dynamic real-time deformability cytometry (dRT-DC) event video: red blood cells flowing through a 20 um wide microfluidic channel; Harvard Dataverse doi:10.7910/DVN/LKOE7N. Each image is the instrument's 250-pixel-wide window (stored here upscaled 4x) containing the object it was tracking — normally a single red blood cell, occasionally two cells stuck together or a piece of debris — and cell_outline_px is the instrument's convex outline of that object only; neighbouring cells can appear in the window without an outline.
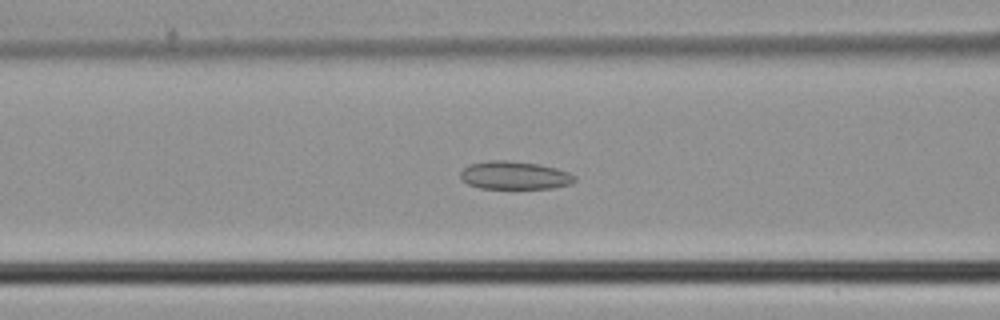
{"species": "common noctule bat (a hibernating species)", "species_latin": "Nyctalus noctula", "temperature_condition": "cold", "stored_images_in_passage": 36, "camera_frame_rate_fps": 3000, "um_per_image_px": 0.085, "animal": {"sex": "male", "body_mass_g": 21.5, "forearm_length_mm": 52.0}, "frame": {"image": 1, "passage_image": 7, "time_ms": 2.0, "image_size_px": [1000, 320], "cell_outline_px": [[576, 180], [572, 184], [552, 188], [480, 188], [468, 184], [460, 180], [460, 172], [468, 164], [488, 160], [508, 160], [540, 164], [556, 168], [568, 172], [576, 176]], "centroid_in_image_um": [43.73, 14.9], "position_along_channel_um": 122.9, "area_um2": 18.9}}
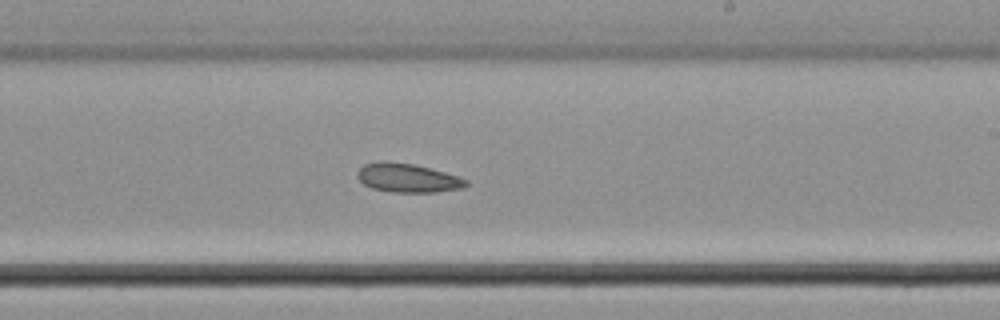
{"frame": {"image": 2, "passage_image": 16, "time_ms": 5.0, "image_size_px": [1000, 320], "cell_outline_px": [[468, 184], [464, 188], [436, 192], [392, 192], [372, 188], [364, 184], [356, 176], [356, 172], [364, 164], [412, 164], [444, 172], [468, 180]], "centroid_in_image_um": [34.69, 15.18], "position_along_channel_um": 254.3, "area_um2": 17.51}}
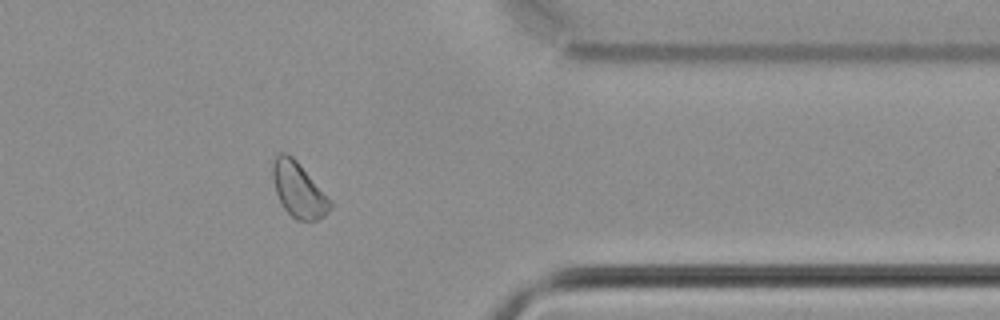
{"frame": {"image": 3, "passage_image": 26, "time_ms": 8.333, "image_size_px": [1000, 320], "cell_outline_px": [[332, 204], [328, 212], [324, 216], [316, 220], [296, 220], [284, 208], [276, 192], [272, 176], [272, 168], [276, 156], [280, 152], [284, 152], [292, 156], [296, 160], [332, 200]], "centroid_in_image_um": [25.39, 16.14], "position_along_channel_um": 386.0, "area_um2": 18.21}}